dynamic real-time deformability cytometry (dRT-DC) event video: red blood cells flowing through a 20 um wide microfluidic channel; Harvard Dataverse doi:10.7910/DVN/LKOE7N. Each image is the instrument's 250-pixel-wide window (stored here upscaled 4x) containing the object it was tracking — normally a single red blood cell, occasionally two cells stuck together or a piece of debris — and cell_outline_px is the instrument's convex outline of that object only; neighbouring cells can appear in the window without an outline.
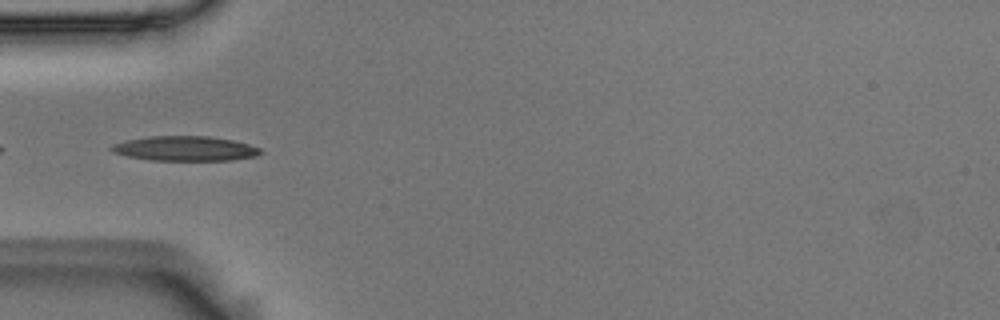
{"species": "Egyptian fruit bat (a non-hibernating species)", "species_latin": "Rousettus aegyptiacus", "temperature_condition": "room temperature", "stored_images_in_passage": 4, "camera_frame_rate_fps": 3000, "um_per_image_px": 0.085, "animal": {"sex": "male"}, "frame": {"image": 1, "passage_image": 2, "time_ms": 0.333, "image_size_px": [1000, 320], "cell_outline_px": [[264, 152], [256, 156], [232, 160], [152, 160], [128, 156], [112, 152], [108, 148], [112, 144], [128, 140], [148, 136], [208, 136], [232, 140], [248, 144], [260, 148]], "centroid_in_image_um": [15.73, 12.62], "position_along_channel_um": 69.3, "area_um2": 21.44}}
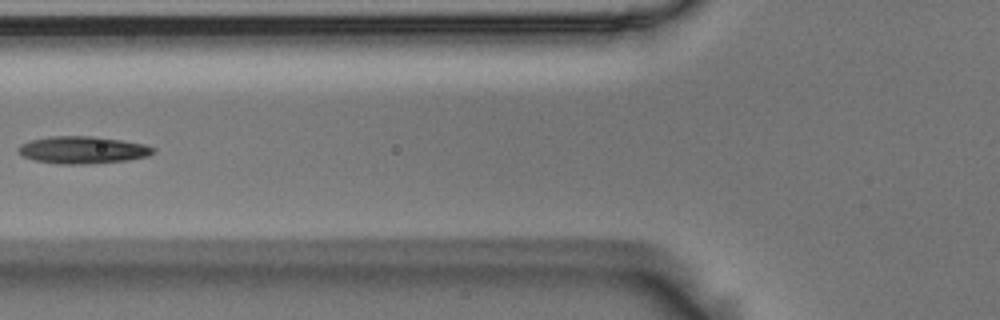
{"frame": {"image": 2, "passage_image": 3, "time_ms": 0.667, "image_size_px": [1000, 320], "cell_outline_px": [[156, 152], [148, 156], [128, 160], [84, 164], [56, 164], [32, 160], [16, 152], [16, 148], [20, 144], [32, 140], [52, 136], [92, 136], [120, 140], [144, 144], [156, 148]], "centroid_in_image_um": [7.01, 12.75], "position_along_channel_um": 118.8, "area_um2": 21.56}}